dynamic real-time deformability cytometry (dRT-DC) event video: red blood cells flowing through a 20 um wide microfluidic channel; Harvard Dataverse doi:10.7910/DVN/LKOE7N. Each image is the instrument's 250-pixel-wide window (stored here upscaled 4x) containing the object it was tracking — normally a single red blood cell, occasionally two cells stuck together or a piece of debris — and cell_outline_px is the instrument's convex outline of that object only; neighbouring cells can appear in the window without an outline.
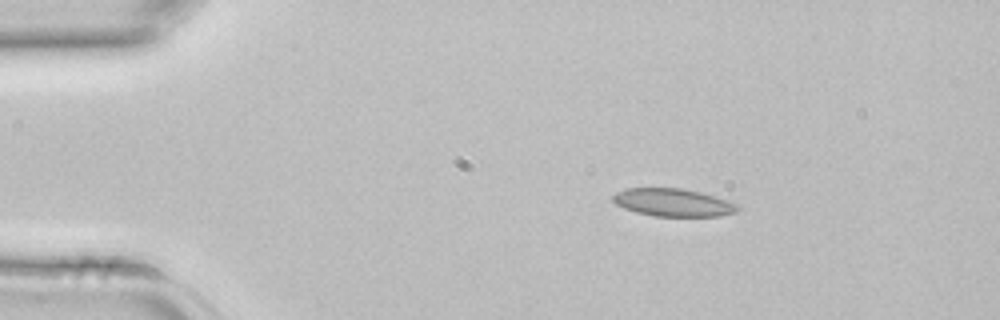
{"species": "common noctule bat (a hibernating species)", "species_latin": "Nyctalus noctula", "temperature_condition": "room temperature", "stored_images_in_passage": 2, "camera_frame_rate_fps": 3000, "um_per_image_px": 0.085, "animal": {"sex": "female", "body_mass_g": 22.7, "forearm_length_mm": 54.2}, "frame": {"image": 1, "passage_image": 1, "time_ms": 0.0, "image_size_px": [1000, 320], "cell_outline_px": [[740, 208], [736, 212], [720, 216], [656, 216], [636, 212], [624, 208], [616, 204], [612, 200], [612, 196], [616, 192], [624, 188], [684, 188], [700, 192], [728, 200], [740, 204]], "centroid_in_image_um": [57.23, 17.2], "position_along_channel_um": 27.8, "area_um2": 20.35}}